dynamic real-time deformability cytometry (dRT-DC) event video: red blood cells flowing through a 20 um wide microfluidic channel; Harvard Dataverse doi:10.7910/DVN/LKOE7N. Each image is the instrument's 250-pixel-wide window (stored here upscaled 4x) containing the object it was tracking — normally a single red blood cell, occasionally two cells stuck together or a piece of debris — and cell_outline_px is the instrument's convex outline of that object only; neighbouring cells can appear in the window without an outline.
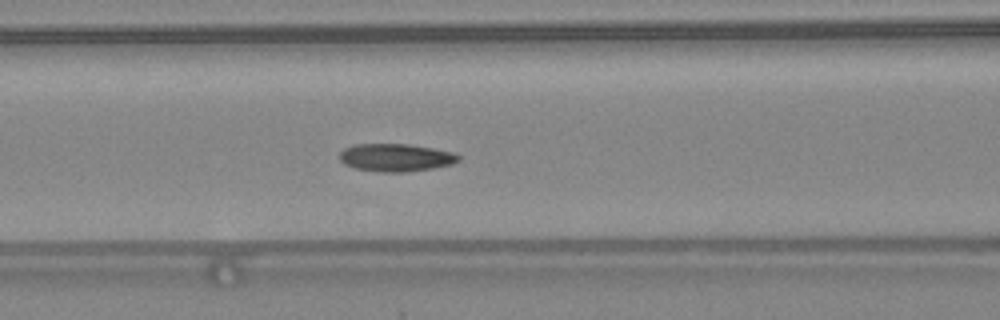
{"species": "common noctule bat (a hibernating species)", "species_latin": "Nyctalus noctula", "temperature_condition": "warm", "stored_images_in_passage": 48, "camera_frame_rate_fps": 3000, "um_per_image_px": 0.085, "animal": {"sex": "female", "body_mass_g": 24.6, "forearm_length_mm": 56.2}, "frame": {"image": 1, "passage_image": 21, "time_ms": 6.667, "image_size_px": [1000, 320], "cell_outline_px": [[460, 160], [452, 164], [432, 168], [408, 172], [384, 172], [352, 168], [344, 164], [340, 160], [340, 152], [344, 148], [352, 144], [408, 144], [456, 152], [460, 156]], "centroid_in_image_um": [33.64, 13.39], "position_along_channel_um": 133.0, "area_um2": 19.42}}
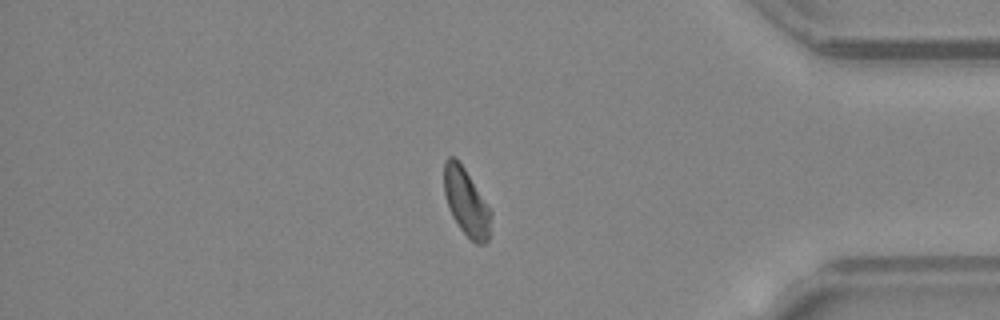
{"frame": {"image": 2, "passage_image": 41, "time_ms": 13.333, "image_size_px": [1000, 320], "cell_outline_px": [[492, 216], [488, 240], [484, 244], [476, 244], [460, 228], [452, 216], [444, 192], [444, 160], [448, 156], [456, 156], [464, 168], [492, 212]], "centroid_in_image_um": [39.63, 17.17], "position_along_channel_um": 395.6, "area_um2": 18.21}, "authors_computed_cell_mechanics": {"area_um2": 18.6694, "velocity_mm_per_s": 4.3737, "shape_relaxation_time_tau1_ms": 8.2371, "shape_relaxation_time_tau2_ms": 2.7903, "deformation_change_tau1": 0.1595, "deformation_change_tau2": 0.0837}}